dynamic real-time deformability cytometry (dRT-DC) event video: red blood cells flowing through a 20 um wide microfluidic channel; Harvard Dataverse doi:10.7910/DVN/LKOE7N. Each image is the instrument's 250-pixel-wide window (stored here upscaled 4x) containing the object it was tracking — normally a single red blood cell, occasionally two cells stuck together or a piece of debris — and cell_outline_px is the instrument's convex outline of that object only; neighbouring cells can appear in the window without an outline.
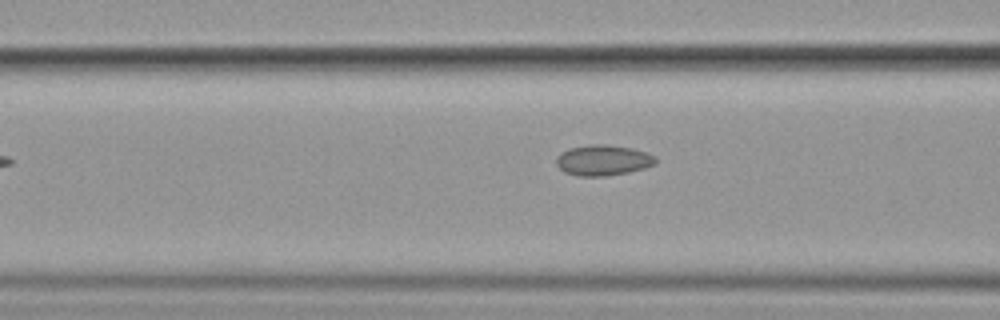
{"species": "common noctule bat (a hibernating species)", "species_latin": "Nyctalus noctula", "temperature_condition": "cold", "stored_images_in_passage": 4, "camera_frame_rate_fps": 3000, "um_per_image_px": 0.085, "animal": {"sex": "female", "body_mass_g": 19.9}, "frame": {"image": 1, "passage_image": 4, "time_ms": 3.333, "image_size_px": [1000, 320], "cell_outline_px": [[656, 164], [644, 168], [628, 172], [604, 176], [580, 176], [564, 172], [556, 164], [556, 156], [560, 152], [568, 148], [592, 144], [604, 144], [632, 148], [648, 152], [656, 156]], "centroid_in_image_um": [51.26, 13.61], "position_along_channel_um": 115.3, "area_um2": 17.86}}